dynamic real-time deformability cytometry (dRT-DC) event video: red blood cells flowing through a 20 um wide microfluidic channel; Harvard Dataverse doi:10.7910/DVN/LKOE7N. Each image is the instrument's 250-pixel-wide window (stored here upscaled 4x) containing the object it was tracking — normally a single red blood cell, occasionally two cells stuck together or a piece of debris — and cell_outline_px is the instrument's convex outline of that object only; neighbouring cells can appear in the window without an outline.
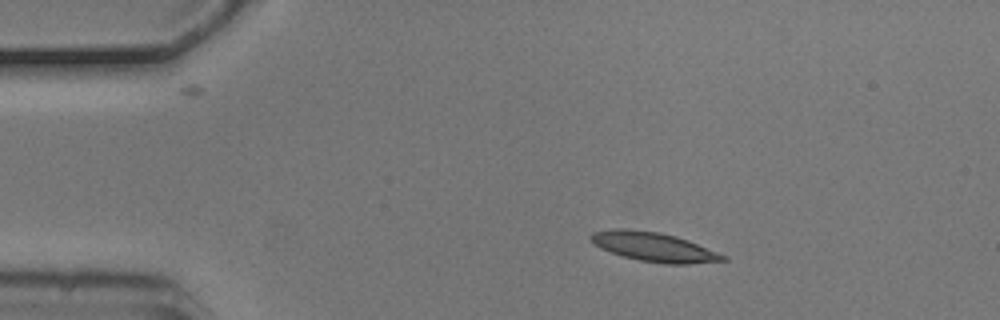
{"species": "common noctule bat (a hibernating species)", "species_latin": "Nyctalus noctula", "temperature_condition": "cold", "stored_images_in_passage": 5, "camera_frame_rate_fps": 3000, "um_per_image_px": 0.085, "animal": {"sex": "male", "body_mass_g": 20.5, "forearm_length_mm": 52.5}, "frame": {"image": 1, "passage_image": 2, "time_ms": 0.333, "image_size_px": [1000, 320], "cell_outline_px": [[728, 260], [688, 264], [668, 264], [640, 260], [624, 256], [600, 248], [588, 236], [592, 232], [612, 228], [624, 228], [660, 232], [676, 236], [688, 240], [728, 256]], "centroid_in_image_um": [55.6, 20.97], "position_along_channel_um": 29.4, "area_um2": 22.43}}
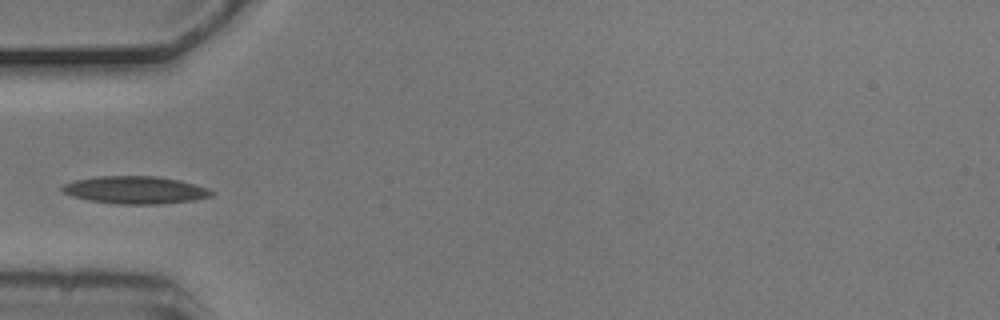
{"frame": {"image": 2, "passage_image": 4, "time_ms": 1.0, "image_size_px": [1000, 320], "cell_outline_px": [[216, 192], [212, 196], [192, 200], [160, 204], [120, 204], [88, 200], [72, 196], [64, 192], [60, 188], [64, 184], [76, 180], [96, 176], [156, 176], [180, 180], [208, 188]], "centroid_in_image_um": [11.51, 16.14], "position_along_channel_um": 73.5, "area_um2": 23.93}}
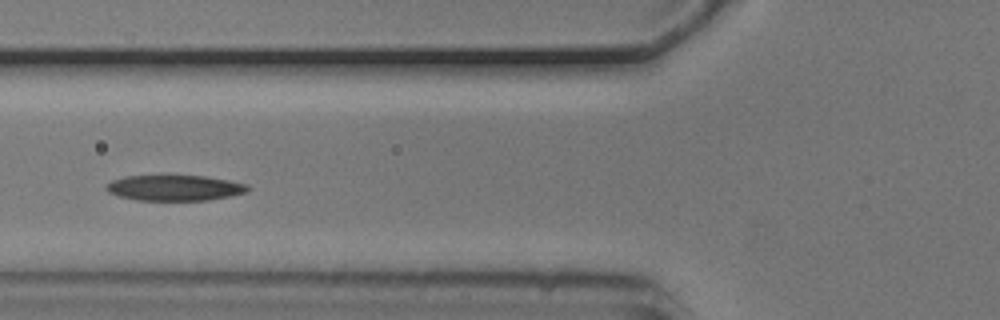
{"frame": {"image": 3, "passage_image": 5, "time_ms": 1.333, "image_size_px": [1000, 320], "cell_outline_px": [[252, 188], [248, 192], [208, 200], [136, 200], [120, 196], [108, 192], [104, 188], [112, 180], [124, 176], [204, 176], [228, 180], [248, 184]], "centroid_in_image_um": [14.87, 15.97], "position_along_channel_um": 110.9, "area_um2": 21.04}}